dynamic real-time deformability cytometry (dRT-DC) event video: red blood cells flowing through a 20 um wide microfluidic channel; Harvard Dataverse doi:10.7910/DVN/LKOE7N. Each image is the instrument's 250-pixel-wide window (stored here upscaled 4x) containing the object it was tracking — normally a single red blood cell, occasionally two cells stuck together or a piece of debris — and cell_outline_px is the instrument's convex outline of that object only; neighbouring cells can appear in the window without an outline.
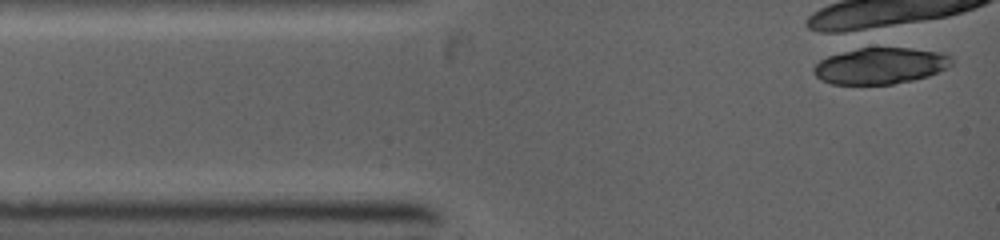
{"species": "common noctule bat (a hibernating species)", "species_latin": "Nyctalus noctula", "temperature_condition": "warm", "stored_images_in_passage": 1, "camera_frame_rate_fps": 5000, "um_per_image_px": 0.085, "animal": {"sex": "female", "body_mass_g": 19.0, "forearm_length_mm": 53.3}, "frame": {"image": 1, "passage_image": 1, "time_ms": 0.0, "image_size_px": [1000, 240], "cell_outline_px": [[952, 64], [948, 68], [928, 76], [912, 80], [892, 84], [832, 84], [820, 80], [812, 72], [812, 68], [820, 60], [828, 56], [864, 44], [912, 48], [940, 52], [952, 56]], "centroid_in_image_um": [74.8, 5.54], "position_along_channel_um": 10.2, "area_um2": 30.29}}